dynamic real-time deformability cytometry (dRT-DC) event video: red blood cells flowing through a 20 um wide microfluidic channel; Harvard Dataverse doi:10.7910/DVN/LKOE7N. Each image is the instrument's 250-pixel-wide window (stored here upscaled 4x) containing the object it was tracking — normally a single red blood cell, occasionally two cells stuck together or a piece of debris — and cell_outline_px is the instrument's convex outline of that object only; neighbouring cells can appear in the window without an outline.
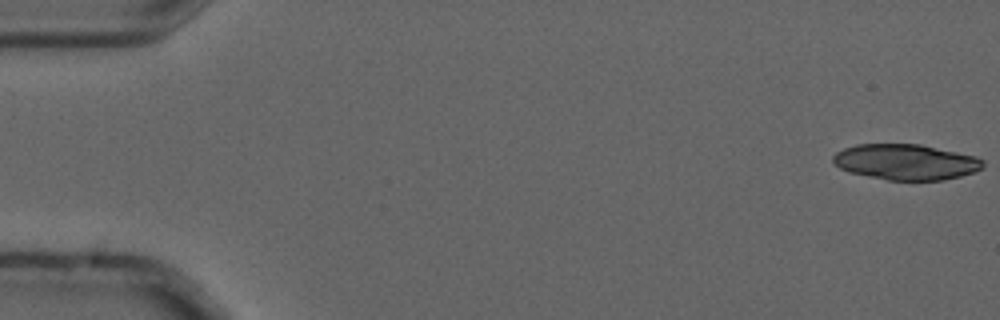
{"species": "common noctule bat (a hibernating species)", "species_latin": "Nyctalus noctula", "temperature_condition": "cold", "stored_images_in_passage": 4, "camera_frame_rate_fps": 3000, "um_per_image_px": 0.085, "animal": {"sex": "male", "forearm_length_mm": 52.5}, "frame": {"image": 1, "passage_image": 1, "time_ms": 0.0, "image_size_px": [1000, 320], "cell_outline_px": [[984, 168], [960, 176], [944, 180], [888, 180], [848, 172], [840, 168], [832, 160], [832, 156], [836, 152], [844, 148], [856, 144], [920, 144], [976, 156], [984, 160]], "centroid_in_image_um": [77.0, 13.76], "position_along_channel_um": 8.0, "area_um2": 31.21}}